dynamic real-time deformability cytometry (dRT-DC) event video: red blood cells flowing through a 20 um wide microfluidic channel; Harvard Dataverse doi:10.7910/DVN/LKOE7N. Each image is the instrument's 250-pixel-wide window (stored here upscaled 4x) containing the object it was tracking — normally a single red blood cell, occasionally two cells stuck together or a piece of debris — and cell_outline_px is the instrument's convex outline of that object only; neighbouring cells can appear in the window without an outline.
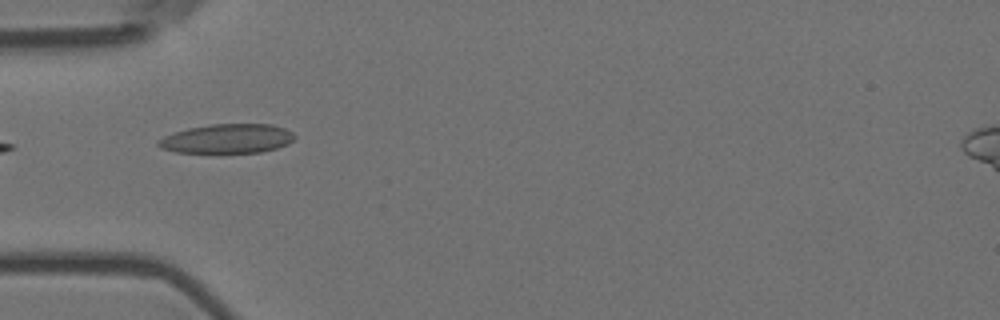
{"species": "Egyptian fruit bat (a non-hibernating species)", "species_latin": "Rousettus aegyptiacus", "temperature_condition": "room temperature", "stored_images_in_passage": 6, "camera_frame_rate_fps": 3000, "um_per_image_px": 0.085, "animal": {"sex": "female"}, "frame": {"image": 1, "passage_image": 5, "time_ms": 1.333, "image_size_px": [1000, 320], "cell_outline_px": [[296, 136], [288, 144], [276, 148], [260, 152], [176, 152], [160, 148], [156, 144], [156, 140], [164, 136], [188, 128], [208, 124], [272, 124], [284, 128], [292, 132]], "centroid_in_image_um": [19.3, 11.78], "position_along_channel_um": 65.7, "area_um2": 23.18}}
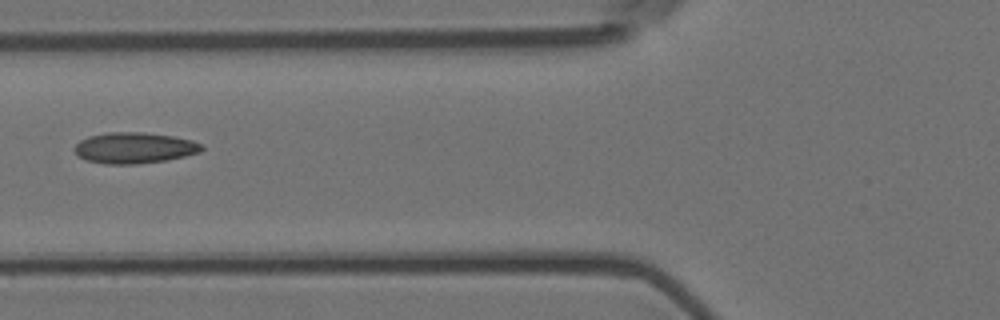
{"frame": {"image": 2, "passage_image": 6, "time_ms": 1.667, "image_size_px": [1000, 320], "cell_outline_px": [[204, 148], [200, 152], [184, 156], [164, 160], [136, 164], [104, 164], [84, 160], [76, 156], [72, 148], [80, 140], [88, 136], [108, 132], [144, 132], [172, 136], [192, 140], [204, 144]], "centroid_in_image_um": [11.37, 12.57], "position_along_channel_um": 114.4, "area_um2": 23.24}}